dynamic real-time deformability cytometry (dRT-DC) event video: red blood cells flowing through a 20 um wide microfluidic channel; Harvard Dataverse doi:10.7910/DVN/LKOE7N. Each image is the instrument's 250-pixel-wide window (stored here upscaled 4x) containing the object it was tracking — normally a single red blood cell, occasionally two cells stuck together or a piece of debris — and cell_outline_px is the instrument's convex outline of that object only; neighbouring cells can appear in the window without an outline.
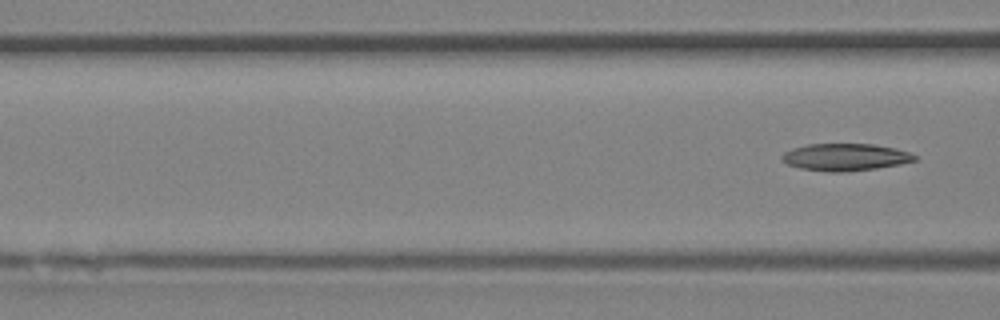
{"species": "Egyptian fruit bat (a non-hibernating species)", "species_latin": "Rousettus aegyptiacus", "temperature_condition": "room temperature", "stored_images_in_passage": 5, "segment_of_instrument_passage": [2, 2], "camera_frame_rate_fps": 3000, "um_per_image_px": 0.085, "animal": {"sex": "female"}, "frame": {"image": 1, "passage_image": 5, "time_ms": 1.333, "image_size_px": [1000, 320], "cell_outline_px": [[916, 160], [900, 164], [876, 168], [844, 172], [828, 172], [800, 168], [788, 164], [780, 156], [784, 152], [792, 148], [808, 144], [872, 144], [896, 148], [908, 152], [916, 156]], "centroid_in_image_um": [71.84, 13.35], "position_along_channel_um": 94.8, "area_um2": 20.92}}